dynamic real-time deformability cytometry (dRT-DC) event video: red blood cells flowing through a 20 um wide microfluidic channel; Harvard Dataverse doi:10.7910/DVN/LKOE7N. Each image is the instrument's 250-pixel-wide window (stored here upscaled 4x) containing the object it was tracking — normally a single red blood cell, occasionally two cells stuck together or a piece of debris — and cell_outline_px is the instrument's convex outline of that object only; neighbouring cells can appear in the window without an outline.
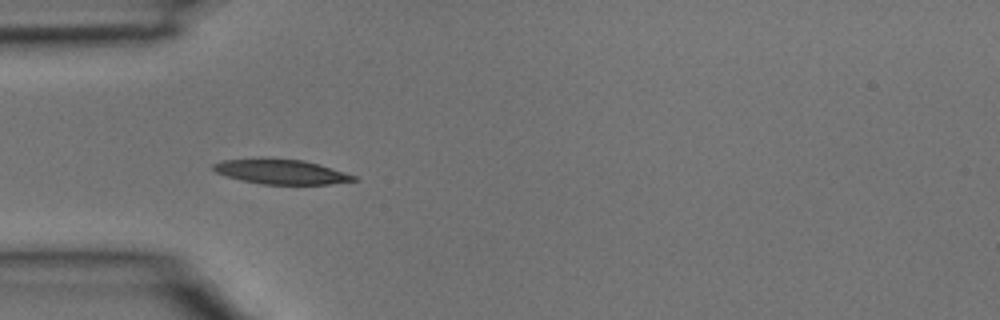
{"species": "common noctule bat (a hibernating species)", "species_latin": "Nyctalus noctula", "temperature_condition": "room temperature", "stored_images_in_passage": 3, "camera_frame_rate_fps": 3000, "um_per_image_px": 0.085, "animal": {"sex": "male", "body_mass_g": 15.6}, "frame": {"image": 1, "passage_image": 3, "time_ms": 0.667, "image_size_px": [1000, 320], "cell_outline_px": [[360, 180], [328, 184], [260, 184], [224, 176], [216, 172], [212, 168], [212, 164], [224, 160], [260, 156], [264, 156], [304, 160], [344, 172], [356, 176]], "centroid_in_image_um": [23.83, 14.56], "position_along_channel_um": 61.2, "area_um2": 20.75}}